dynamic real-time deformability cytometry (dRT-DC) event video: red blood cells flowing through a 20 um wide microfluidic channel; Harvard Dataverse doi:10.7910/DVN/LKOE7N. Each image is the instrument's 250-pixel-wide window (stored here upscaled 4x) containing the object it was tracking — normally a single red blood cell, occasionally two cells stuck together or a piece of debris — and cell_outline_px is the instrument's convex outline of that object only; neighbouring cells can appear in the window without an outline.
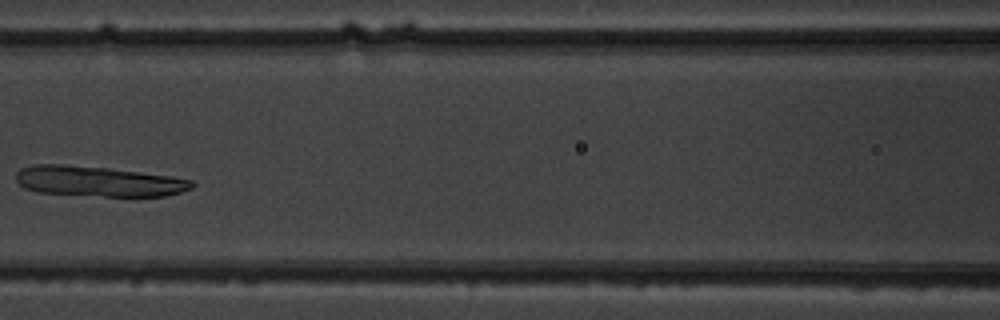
{"species": "common noctule bat (a hibernating species)", "species_latin": "Nyctalus noctula", "temperature_condition": "warm", "stored_images_in_passage": 5, "segment_of_instrument_passage": [3, 3], "camera_frame_rate_fps": 3000, "um_per_image_px": 0.085, "animal": {"sex": "male", "body_mass_g": 19.5, "forearm_length_mm": 54.6}, "frame": {"image": 1, "passage_image": 5, "time_ms": 4.667, "image_size_px": [1000, 320], "cell_outline_px": [[196, 184], [192, 188], [180, 192], [164, 196], [104, 196], [36, 192], [24, 188], [16, 180], [16, 172], [20, 168], [32, 164], [60, 164], [108, 168], [172, 176], [192, 180]], "centroid_in_image_um": [8.34, 15.41], "position_along_channel_um": 158.3, "area_um2": 31.1}}